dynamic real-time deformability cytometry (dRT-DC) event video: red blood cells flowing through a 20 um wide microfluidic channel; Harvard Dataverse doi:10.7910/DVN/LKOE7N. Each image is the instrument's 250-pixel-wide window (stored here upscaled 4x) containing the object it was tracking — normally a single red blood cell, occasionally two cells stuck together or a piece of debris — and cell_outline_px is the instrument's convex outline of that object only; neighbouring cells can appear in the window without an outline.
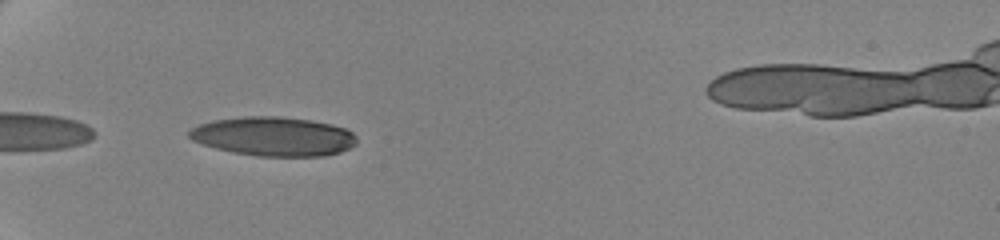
{"species": "human", "species_latin": "Homo sapiens", "temperature_condition": "cold", "stored_images_in_passage": 39, "camera_frame_rate_fps": 3000, "um_per_image_px": 0.085, "donor": {"sex": "female"}, "frame": {"image": 1, "passage_image": 1, "time_ms": 0.0, "image_size_px": [1000, 240], "cell_outline_px": [[356, 144], [340, 152], [324, 156], [260, 156], [236, 152], [216, 148], [192, 140], [188, 136], [188, 132], [192, 128], [200, 124], [212, 120], [248, 116], [280, 116], [308, 120], [332, 124], [344, 128], [352, 132], [356, 136]], "centroid_in_image_um": [23.26, 11.59], "position_along_channel_um": 61.7, "area_um2": 37.92}}
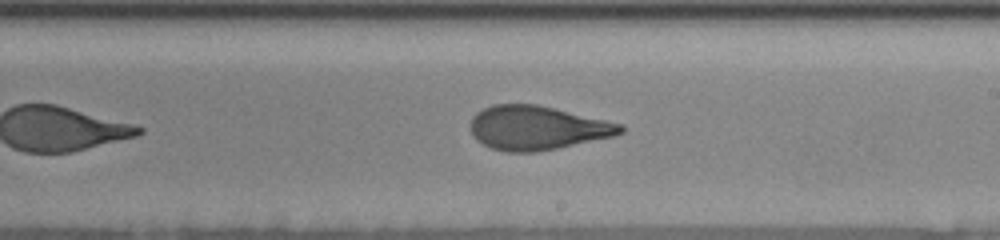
{"frame": {"image": 2, "passage_image": 18, "time_ms": 5.667, "image_size_px": [1000, 240], "cell_outline_px": [[624, 132], [612, 136], [556, 148], [536, 152], [508, 152], [492, 148], [476, 140], [472, 132], [472, 116], [476, 112], [492, 104], [536, 104], [604, 120], [620, 124], [624, 128]], "centroid_in_image_um": [45.61, 10.86], "position_along_channel_um": 243.4, "area_um2": 37.8}}
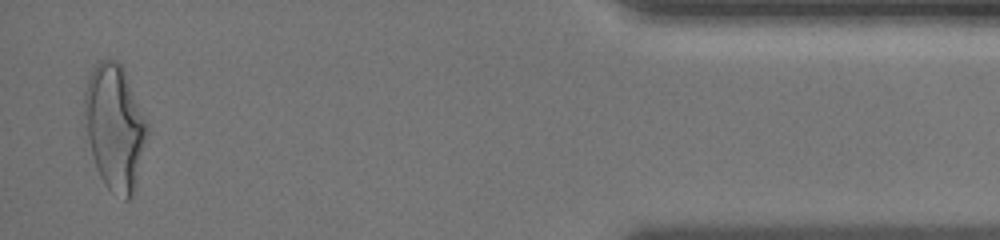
{"frame": {"image": 3, "passage_image": 38, "time_ms": 12.333, "image_size_px": [1000, 240], "cell_outline_px": [[148, 132], [136, 188], [128, 200], [124, 200], [112, 192], [104, 184], [96, 168], [88, 136], [84, 112], [84, 92], [92, 68], [100, 60], [116, 60], [124, 68], [148, 124]], "centroid_in_image_um": [9.77, 10.82], "position_along_channel_um": 425.4, "area_um2": 45.66}, "authors_computed_cell_mechanics": {"area_um2": 39.2462, "velocity_mm_per_s": 3.517, "shape_relaxation_time_tau1_ms": 5.1433, "shape_relaxation_time_tau2_ms": 1.199, "deformation_change_tau1": 0.2059, "deformation_change_tau2": 0.0954}}